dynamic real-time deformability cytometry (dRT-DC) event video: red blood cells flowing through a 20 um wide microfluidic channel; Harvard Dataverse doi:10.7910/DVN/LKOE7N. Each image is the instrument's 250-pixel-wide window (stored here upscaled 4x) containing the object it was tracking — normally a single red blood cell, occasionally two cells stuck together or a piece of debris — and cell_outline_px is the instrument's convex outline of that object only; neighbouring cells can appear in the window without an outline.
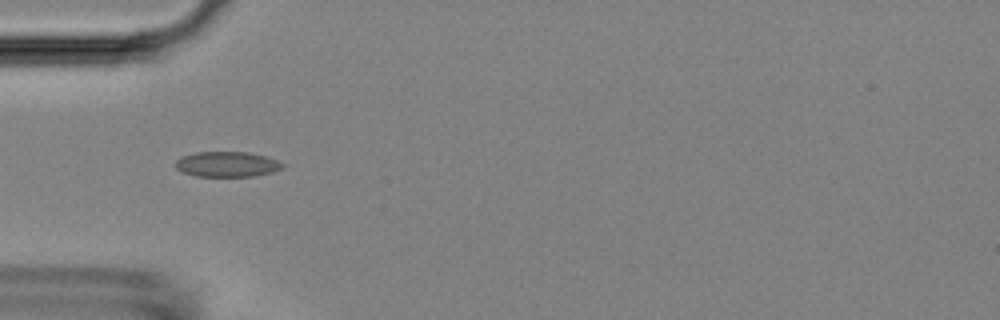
{"species": "Egyptian fruit bat (a non-hibernating species)", "species_latin": "Rousettus aegyptiacus", "temperature_condition": "room temperature", "stored_images_in_passage": 10, "camera_frame_rate_fps": 3000, "um_per_image_px": 0.085, "animal": {"sex": "female"}, "frame": {"image": 1, "passage_image": 4, "time_ms": 1.0, "image_size_px": [1000, 320], "cell_outline_px": [[284, 168], [272, 172], [256, 176], [196, 176], [180, 172], [176, 168], [176, 160], [184, 156], [196, 152], [248, 152], [264, 156], [276, 160], [284, 164]], "centroid_in_image_um": [19.3, 13.97], "position_along_channel_um": 65.7, "area_um2": 15.72}}
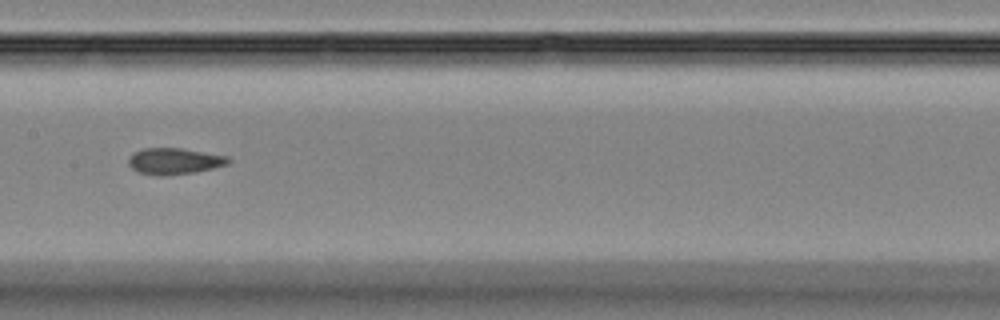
{"frame": {"image": 2, "passage_image": 7, "time_ms": 2.0, "image_size_px": [1000, 320], "cell_outline_px": [[232, 160], [228, 164], [196, 172], [168, 176], [156, 176], [136, 172], [128, 164], [128, 156], [132, 152], [140, 148], [180, 148], [228, 156]], "centroid_in_image_um": [14.76, 13.7], "position_along_channel_um": 192.6, "area_um2": 15.66}}
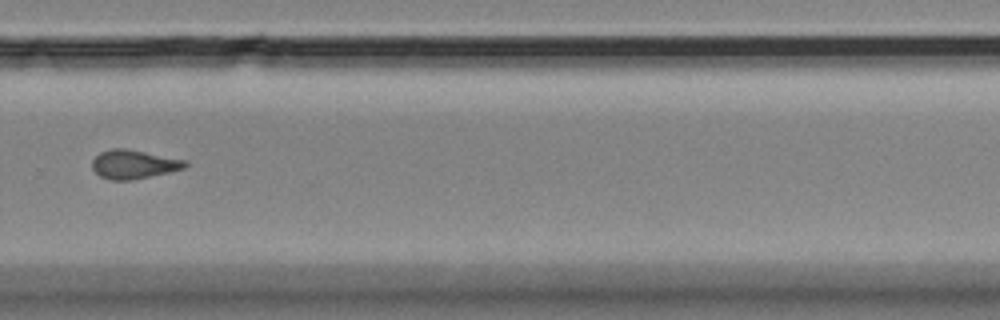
{"frame": {"image": 3, "passage_image": 10, "time_ms": 3.0, "image_size_px": [1000, 320], "cell_outline_px": [[188, 164], [184, 168], [168, 172], [132, 180], [108, 180], [100, 176], [92, 168], [92, 160], [100, 152], [112, 148], [128, 148], [188, 160]], "centroid_in_image_um": [11.37, 13.95], "position_along_channel_um": 318.4, "area_um2": 15.78}}